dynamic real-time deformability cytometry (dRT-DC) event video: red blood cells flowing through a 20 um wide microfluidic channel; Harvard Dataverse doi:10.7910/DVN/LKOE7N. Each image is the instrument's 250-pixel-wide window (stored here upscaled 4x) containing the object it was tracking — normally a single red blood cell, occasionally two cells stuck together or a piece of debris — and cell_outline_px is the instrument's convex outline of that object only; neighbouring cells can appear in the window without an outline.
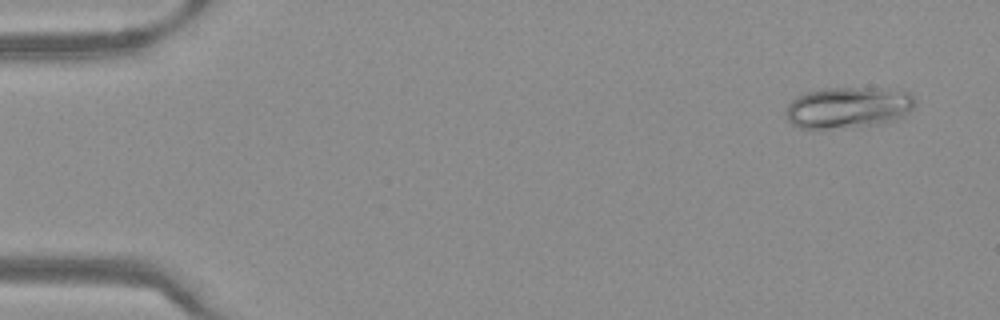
{"species": "Egyptian fruit bat (a non-hibernating species)", "species_latin": "Rousettus aegyptiacus", "temperature_condition": "warm", "stored_images_in_passage": 50, "camera_frame_rate_fps": 3000, "um_per_image_px": 0.085, "frame": {"image": 1, "passage_image": 3, "time_ms": 0.667, "image_size_px": [1000, 320], "cell_outline_px": [[916, 104], [904, 116], [896, 120], [884, 124], [828, 128], [800, 128], [792, 124], [784, 116], [784, 112], [788, 104], [796, 96], [804, 92], [820, 88], [860, 88], [908, 92], [916, 100]], "centroid_in_image_um": [72.04, 9.14], "position_along_channel_um": 13.0, "area_um2": 31.1}}
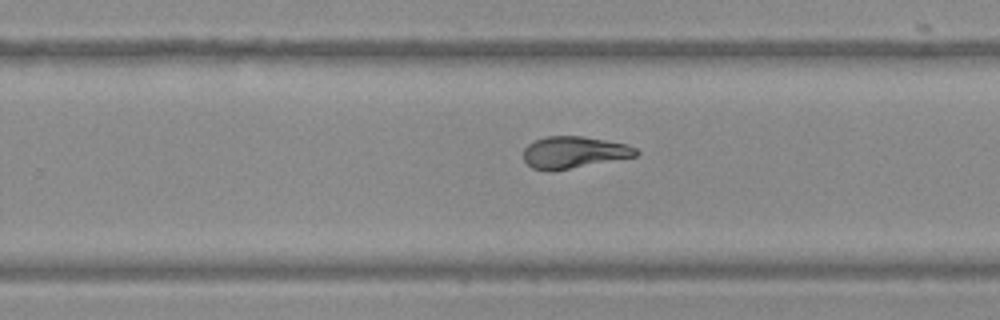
{"frame": {"image": 2, "passage_image": 32, "time_ms": 10.333, "image_size_px": [1000, 320], "cell_outline_px": [[640, 152], [636, 156], [552, 172], [532, 168], [524, 160], [524, 148], [528, 144], [544, 136], [584, 136], [628, 144], [636, 148]], "centroid_in_image_um": [48.78, 12.95], "position_along_channel_um": 281.0, "area_um2": 21.04}}
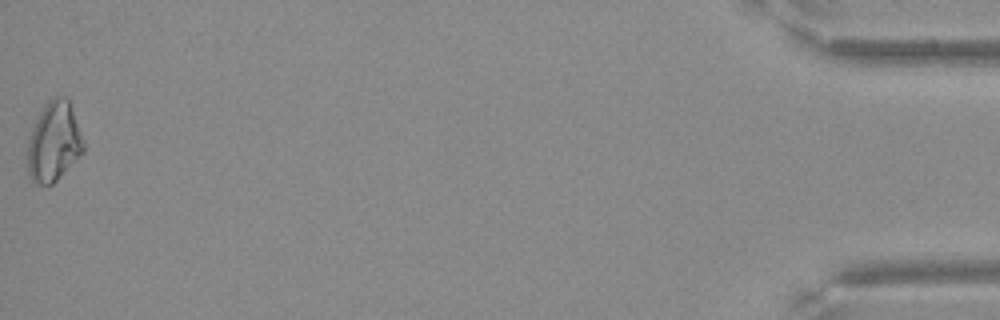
{"frame": {"image": 3, "passage_image": 50, "time_ms": 16.333, "image_size_px": [1000, 320], "cell_outline_px": [[84, 152], [52, 184], [36, 184], [28, 176], [28, 140], [32, 128], [44, 104], [48, 100], [56, 96], [68, 96], [84, 140]], "centroid_in_image_um": [4.59, 12.02], "position_along_channel_um": 430.6, "area_um2": 26.01}}